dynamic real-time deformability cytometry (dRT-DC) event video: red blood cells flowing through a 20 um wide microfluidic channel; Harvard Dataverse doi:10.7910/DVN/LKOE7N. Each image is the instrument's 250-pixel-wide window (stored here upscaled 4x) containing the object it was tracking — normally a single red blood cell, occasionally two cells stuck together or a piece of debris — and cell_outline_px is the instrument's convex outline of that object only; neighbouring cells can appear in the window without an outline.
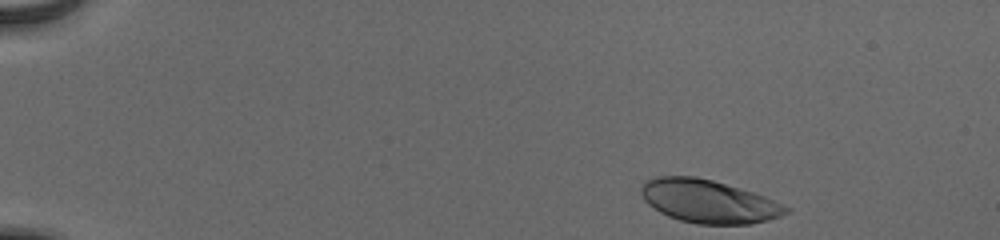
{"species": "human", "species_latin": "Homo sapiens", "temperature_condition": "cold", "stored_images_in_passage": 42, "camera_frame_rate_fps": 3000, "um_per_image_px": 0.085, "donor": {"sex": "male"}, "frame": {"image": 1, "passage_image": 1, "time_ms": 0.0, "image_size_px": [1000, 240], "cell_outline_px": [[792, 212], [768, 220], [752, 224], [696, 224], [680, 220], [668, 216], [660, 212], [648, 204], [644, 200], [640, 192], [640, 188], [644, 180], [656, 176], [696, 176], [712, 180], [740, 188], [764, 196], [792, 208]], "centroid_in_image_um": [60.22, 17.11], "position_along_channel_um": 24.8, "area_um2": 36.65}}
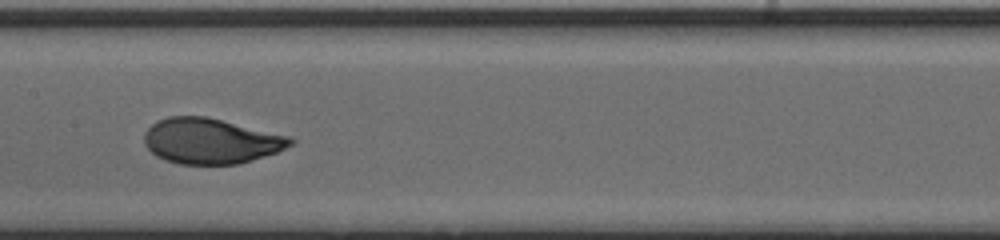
{"frame": {"image": 2, "passage_image": 23, "time_ms": 7.333, "image_size_px": [1000, 240], "cell_outline_px": [[296, 140], [292, 144], [276, 152], [240, 164], [180, 164], [164, 160], [156, 156], [144, 144], [144, 132], [156, 120], [168, 116], [204, 116], [292, 136]], "centroid_in_image_um": [17.91, 11.98], "position_along_channel_um": 189.5, "area_um2": 38.84}}
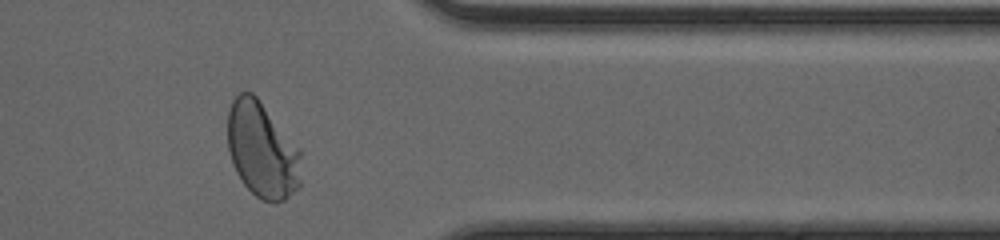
{"frame": {"image": 3, "passage_image": 39, "time_ms": 12.667, "image_size_px": [1000, 240], "cell_outline_px": [[300, 188], [284, 200], [276, 204], [272, 204], [260, 200], [244, 184], [236, 172], [232, 164], [228, 148], [228, 112], [232, 100], [240, 92], [252, 92], [256, 96], [300, 148]], "centroid_in_image_um": [22.29, 12.79], "position_along_channel_um": 389.1, "area_um2": 41.27}, "authors_computed_cell_mechanics": {"area_um2": 38.3792, "velocity_mm_per_s": 3.8902, "shape_relaxation_time_tau1_ms": 2.7564, "shape_relaxation_time_tau2_ms": null, "deformation_change_tau1": 0.1708, "deformation_change_tau2": null}}